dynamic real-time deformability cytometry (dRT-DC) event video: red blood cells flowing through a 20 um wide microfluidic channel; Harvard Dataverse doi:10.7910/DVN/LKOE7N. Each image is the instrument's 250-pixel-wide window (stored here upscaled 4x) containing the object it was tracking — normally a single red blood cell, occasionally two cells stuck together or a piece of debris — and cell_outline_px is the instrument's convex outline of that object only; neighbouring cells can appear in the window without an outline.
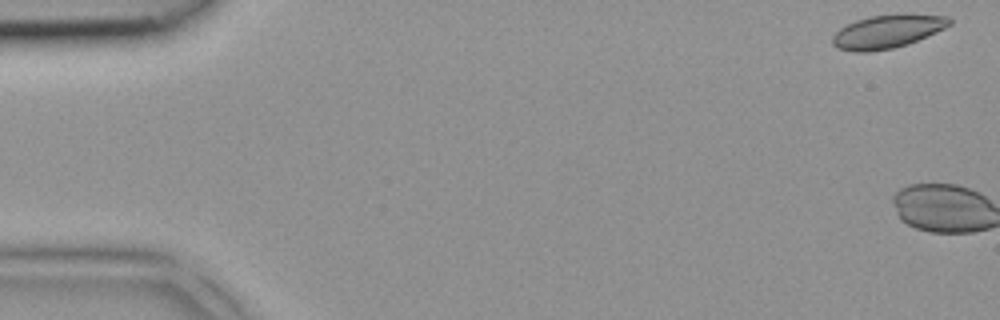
{"species": "common noctule bat (a hibernating species)", "species_latin": "Nyctalus noctula", "temperature_condition": "room temperature", "stored_images_in_passage": 2, "camera_frame_rate_fps": 3000, "um_per_image_px": 0.085, "animal": {"sex": "female", "body_mass_g": 18.4}, "frame": {"image": 1, "passage_image": 1, "time_ms": 0.0, "image_size_px": [1000, 320], "cell_outline_px": [[952, 24], [928, 36], [908, 44], [892, 48], [868, 52], [852, 52], [836, 48], [832, 44], [832, 36], [840, 28], [856, 20], [868, 16], [900, 12], [904, 12], [948, 16], [952, 20]], "centroid_in_image_um": [75.45, 2.65], "position_along_channel_um": 9.6, "area_um2": 23.35}}